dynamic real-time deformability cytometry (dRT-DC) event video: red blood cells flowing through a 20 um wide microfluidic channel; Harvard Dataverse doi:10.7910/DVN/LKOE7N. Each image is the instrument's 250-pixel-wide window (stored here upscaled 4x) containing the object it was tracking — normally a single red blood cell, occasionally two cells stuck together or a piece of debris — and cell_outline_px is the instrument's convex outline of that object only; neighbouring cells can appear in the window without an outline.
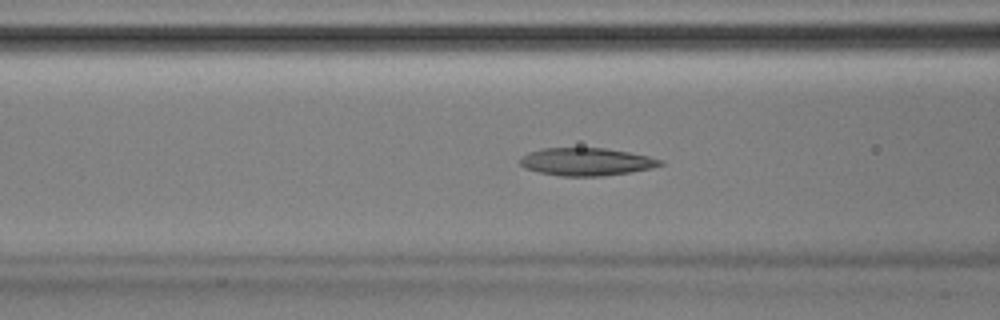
{"species": "Egyptian fruit bat (a non-hibernating species)", "species_latin": "Rousettus aegyptiacus", "temperature_condition": "room temperature", "stored_images_in_passage": 44, "camera_frame_rate_fps": 3000, "um_per_image_px": 0.085, "animal": {"sex": "male"}, "frame": {"image": 1, "passage_image": 13, "time_ms": 4.0, "image_size_px": [1000, 320], "cell_outline_px": [[664, 164], [652, 168], [604, 176], [560, 176], [540, 172], [524, 168], [520, 164], [520, 160], [528, 152], [540, 148], [604, 148], [628, 152], [648, 156], [664, 160]], "centroid_in_image_um": [49.85, 13.75], "position_along_channel_um": 116.8, "area_um2": 22.6}}
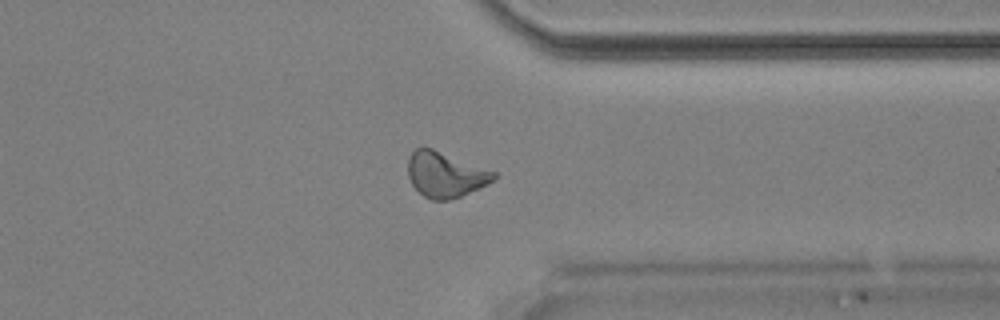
{"frame": {"image": 2, "passage_image": 33, "time_ms": 10.667, "image_size_px": [1000, 320], "cell_outline_px": [[496, 176], [488, 184], [460, 196], [448, 200], [432, 200], [424, 196], [412, 184], [408, 176], [408, 156], [416, 148], [432, 148], [496, 172]], "centroid_in_image_um": [37.83, 14.83], "position_along_channel_um": 373.6, "area_um2": 22.37}}
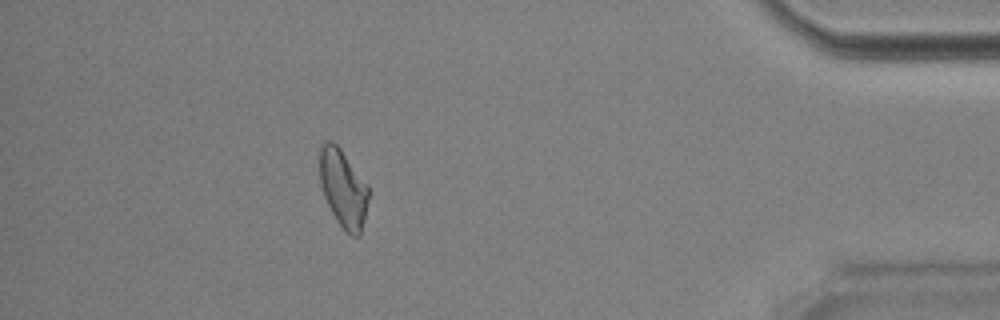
{"frame": {"image": 3, "passage_image": 39, "time_ms": 12.667, "image_size_px": [1000, 320], "cell_outline_px": [[368, 200], [364, 220], [360, 236], [352, 236], [336, 220], [324, 196], [320, 184], [320, 144], [324, 140], [332, 140], [340, 148], [368, 184]], "centroid_in_image_um": [29.16, 15.97], "position_along_channel_um": 406.0, "area_um2": 22.08}, "authors_computed_cell_mechanics": {"area_um2": 22.1085, "velocity_mm_per_s": 3.8923, "shape_relaxation_time_tau1_ms": null, "shape_relaxation_time_tau2_ms": 7.1341, "deformation_change_tau1": null, "deformation_change_tau2": 0.1643}}